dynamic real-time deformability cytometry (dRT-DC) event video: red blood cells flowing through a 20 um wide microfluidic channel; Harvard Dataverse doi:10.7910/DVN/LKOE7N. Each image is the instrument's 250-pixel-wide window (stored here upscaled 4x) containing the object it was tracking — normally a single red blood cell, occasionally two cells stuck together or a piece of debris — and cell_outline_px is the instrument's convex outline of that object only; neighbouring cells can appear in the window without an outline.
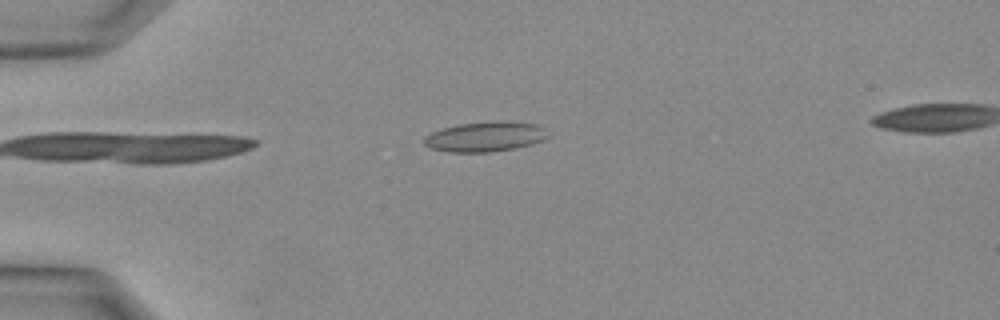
{"species": "Egyptian fruit bat (a non-hibernating species)", "species_latin": "Rousettus aegyptiacus", "temperature_condition": "warm", "stored_images_in_passage": 26, "camera_frame_rate_fps": 3000, "um_per_image_px": 0.085, "animal": {"sex": "female"}, "frame": {"image": 1, "passage_image": 1, "time_ms": 0.0, "image_size_px": [1000, 320], "cell_outline_px": [[552, 136], [544, 140], [532, 144], [512, 148], [488, 152], [448, 152], [432, 148], [424, 144], [424, 136], [432, 132], [444, 128], [460, 124], [500, 120], [512, 120], [536, 124], [544, 128]], "centroid_in_image_um": [41.31, 11.6], "position_along_channel_um": 43.7, "area_um2": 21.79}}
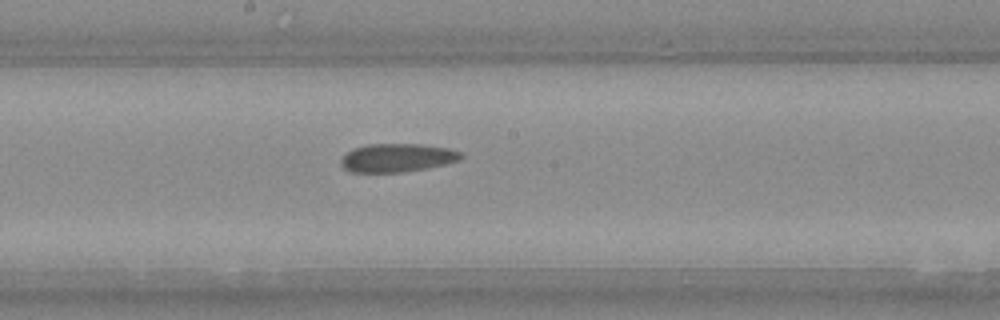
{"frame": {"image": 2, "passage_image": 11, "time_ms": 3.333, "image_size_px": [1000, 320], "cell_outline_px": [[464, 156], [460, 160], [444, 164], [424, 168], [400, 172], [352, 172], [344, 168], [340, 164], [340, 160], [348, 152], [356, 148], [368, 144], [420, 144], [448, 148], [460, 152]], "centroid_in_image_um": [33.76, 13.41], "position_along_channel_um": 214.4, "area_um2": 19.59}}
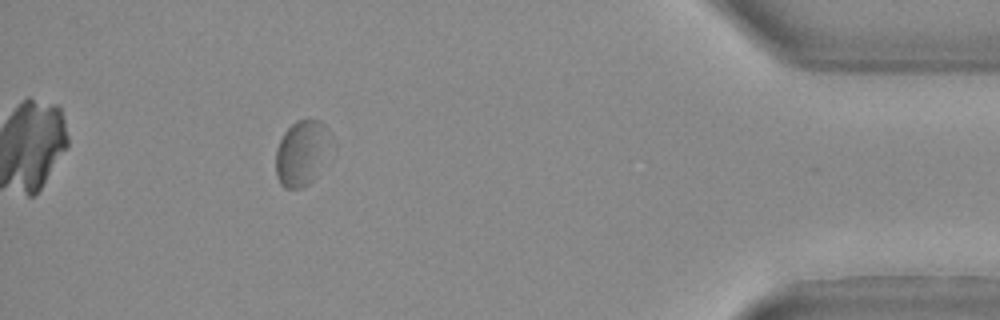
{"frame": {"image": 3, "passage_image": 23, "time_ms": 7.333, "image_size_px": [1000, 320], "cell_outline_px": [[328, 132], [316, 176], [308, 184], [300, 188], [284, 188], [280, 184], [276, 176], [276, 148], [284, 132], [296, 120], [320, 120], [328, 128]], "centroid_in_image_um": [25.53, 13.01], "position_along_channel_um": 409.7, "area_um2": 19.83}}